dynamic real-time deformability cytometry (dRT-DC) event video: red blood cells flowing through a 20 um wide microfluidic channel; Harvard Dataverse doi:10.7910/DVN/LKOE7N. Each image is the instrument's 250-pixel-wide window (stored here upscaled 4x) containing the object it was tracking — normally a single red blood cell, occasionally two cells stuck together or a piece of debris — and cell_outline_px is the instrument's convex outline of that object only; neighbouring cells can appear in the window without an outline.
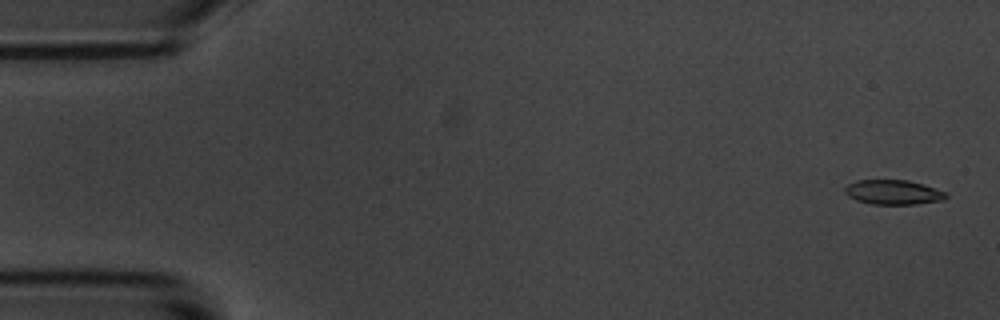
{"species": "common noctule bat (a hibernating species)", "species_latin": "Nyctalus noctula", "temperature_condition": "room temperature", "stored_images_in_passage": 16, "segment_of_instrument_passage": [1, 2], "camera_frame_rate_fps": 3000, "um_per_image_px": 0.085, "animal": {"sex": "male", "body_mass_g": 20.1, "forearm_length_mm": 53.5}, "frame": {"image": 1, "passage_image": 1, "time_ms": 0.0, "image_size_px": [1000, 320], "cell_outline_px": [[948, 196], [944, 200], [916, 204], [872, 204], [856, 200], [848, 196], [844, 192], [844, 188], [848, 184], [856, 180], [908, 180], [924, 184], [944, 192]], "centroid_in_image_um": [75.9, 16.34], "position_along_channel_um": 9.1, "area_um2": 14.51}}
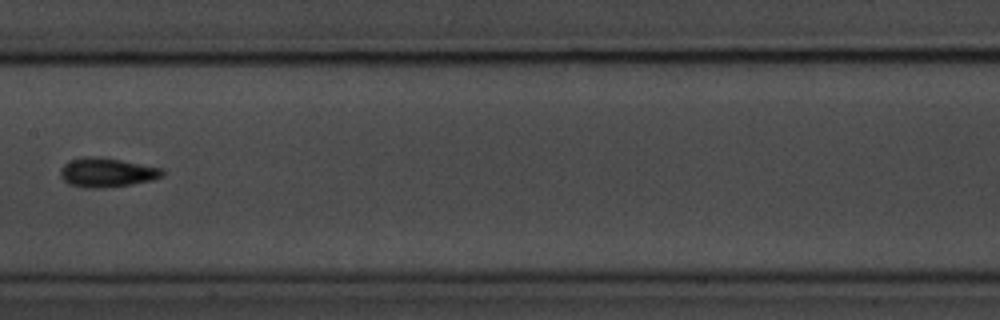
{"frame": {"image": 2, "passage_image": 8, "time_ms": 9.0, "image_size_px": [1000, 320], "cell_outline_px": [[164, 176], [152, 180], [132, 184], [100, 188], [88, 188], [68, 184], [60, 176], [60, 168], [68, 160], [84, 156], [100, 156], [164, 168]], "centroid_in_image_um": [9.08, 14.64], "position_along_channel_um": 198.3, "area_um2": 17.63}}
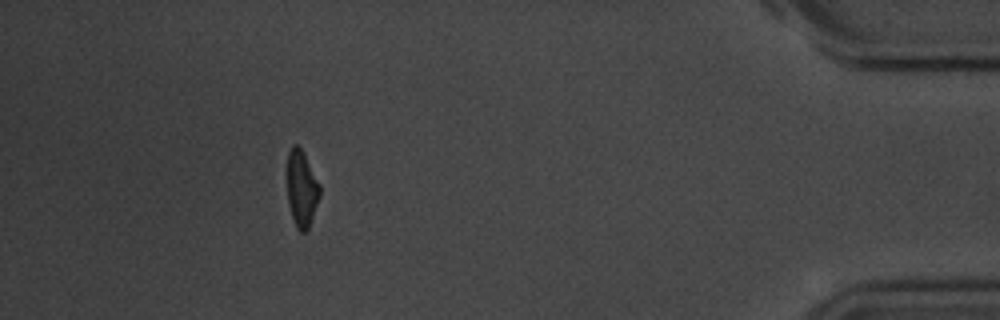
{"frame": {"image": 3, "passage_image": 14, "time_ms": 16.667, "image_size_px": [1000, 320], "cell_outline_px": [[320, 196], [308, 228], [304, 232], [300, 232], [296, 228], [288, 204], [288, 152], [292, 144], [296, 144], [300, 148], [320, 184]], "centroid_in_image_um": [25.64, 16.05], "position_along_channel_um": 409.6, "area_um2": 14.22}}